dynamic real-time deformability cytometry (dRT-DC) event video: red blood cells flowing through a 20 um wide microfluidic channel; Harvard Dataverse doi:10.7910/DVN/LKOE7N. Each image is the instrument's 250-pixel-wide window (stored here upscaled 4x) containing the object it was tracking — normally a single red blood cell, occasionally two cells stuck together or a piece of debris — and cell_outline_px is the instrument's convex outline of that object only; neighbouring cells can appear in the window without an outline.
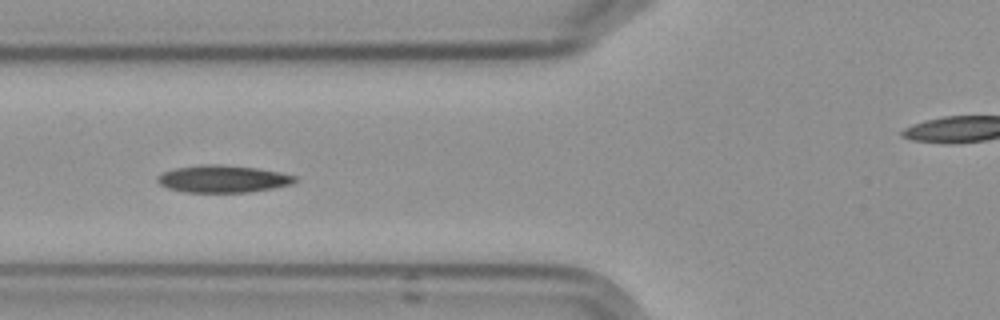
{"species": "Egyptian fruit bat (a non-hibernating species)", "species_latin": "Rousettus aegyptiacus", "temperature_condition": "cold", "stored_images_in_passage": 9, "camera_frame_rate_fps": 3000, "um_per_image_px": 0.085, "frame": {"image": 1, "passage_image": 7, "time_ms": 7.0, "image_size_px": [1000, 320], "cell_outline_px": [[296, 180], [288, 184], [272, 188], [248, 192], [184, 192], [168, 188], [160, 184], [156, 180], [156, 176], [164, 172], [176, 168], [208, 164], [220, 164], [256, 168], [296, 176]], "centroid_in_image_um": [18.88, 15.21], "position_along_channel_um": 106.9, "area_um2": 21.44}}
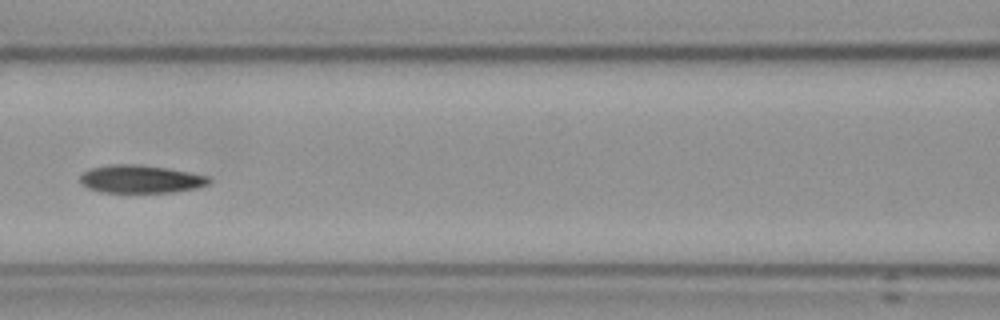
{"frame": {"image": 2, "passage_image": 8, "time_ms": 8.333, "image_size_px": [1000, 320], "cell_outline_px": [[212, 180], [208, 184], [196, 188], [172, 192], [100, 192], [88, 188], [80, 184], [80, 176], [84, 172], [92, 168], [108, 164], [140, 164], [168, 168], [208, 176]], "centroid_in_image_um": [11.94, 15.21], "position_along_channel_um": 154.7, "area_um2": 21.04}}